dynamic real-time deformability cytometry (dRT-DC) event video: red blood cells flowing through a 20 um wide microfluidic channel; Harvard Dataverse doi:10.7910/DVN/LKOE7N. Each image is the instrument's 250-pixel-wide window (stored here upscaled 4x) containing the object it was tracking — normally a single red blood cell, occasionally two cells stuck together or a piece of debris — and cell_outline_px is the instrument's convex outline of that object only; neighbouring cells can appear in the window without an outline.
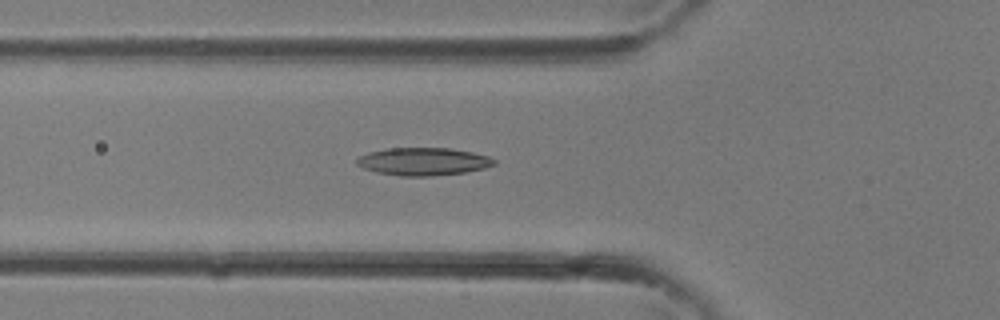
{"species": "common noctule bat (a hibernating species)", "species_latin": "Nyctalus noctula", "temperature_condition": "room temperature", "stored_images_in_passage": 34, "segment_of_instrument_passage": [1, 2], "camera_frame_rate_fps": 3000, "um_per_image_px": 0.085, "animal": {"sex": "female"}, "frame": {"image": 1, "passage_image": 12, "time_ms": 3.667, "image_size_px": [1000, 320], "cell_outline_px": [[496, 164], [484, 168], [464, 172], [432, 176], [400, 176], [376, 172], [364, 168], [356, 164], [356, 160], [360, 156], [368, 152], [384, 148], [448, 148], [472, 152], [488, 156], [496, 160]], "centroid_in_image_um": [35.96, 13.72], "position_along_channel_um": 89.8, "area_um2": 22.2}}
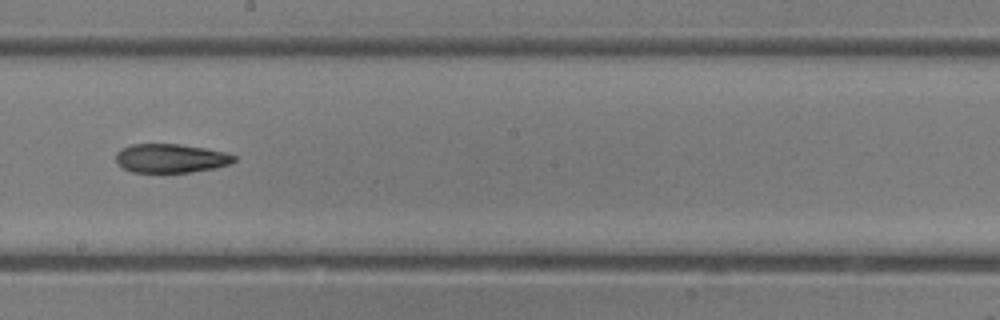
{"frame": {"image": 2, "passage_image": 19, "time_ms": 6.0, "image_size_px": [1000, 320], "cell_outline_px": [[236, 160], [228, 164], [216, 168], [192, 172], [132, 172], [116, 164], [116, 152], [120, 148], [132, 144], [180, 144], [204, 148], [224, 152], [236, 156]], "centroid_in_image_um": [14.48, 13.45], "position_along_channel_um": 233.7, "area_um2": 19.94}}
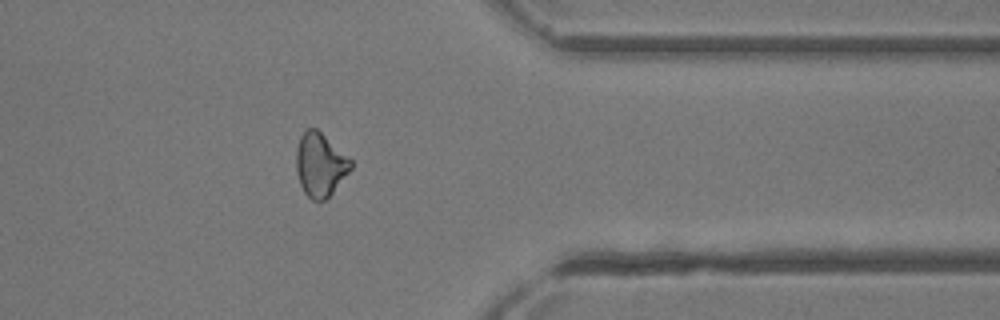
{"frame": {"image": 3, "passage_image": 27, "time_ms": 8.667, "image_size_px": [1000, 320], "cell_outline_px": [[352, 168], [332, 192], [324, 200], [312, 200], [304, 192], [300, 184], [296, 172], [296, 152], [300, 136], [308, 128], [316, 128], [352, 160]], "centroid_in_image_um": [27.2, 13.99], "position_along_channel_um": 384.2, "area_um2": 19.94}}